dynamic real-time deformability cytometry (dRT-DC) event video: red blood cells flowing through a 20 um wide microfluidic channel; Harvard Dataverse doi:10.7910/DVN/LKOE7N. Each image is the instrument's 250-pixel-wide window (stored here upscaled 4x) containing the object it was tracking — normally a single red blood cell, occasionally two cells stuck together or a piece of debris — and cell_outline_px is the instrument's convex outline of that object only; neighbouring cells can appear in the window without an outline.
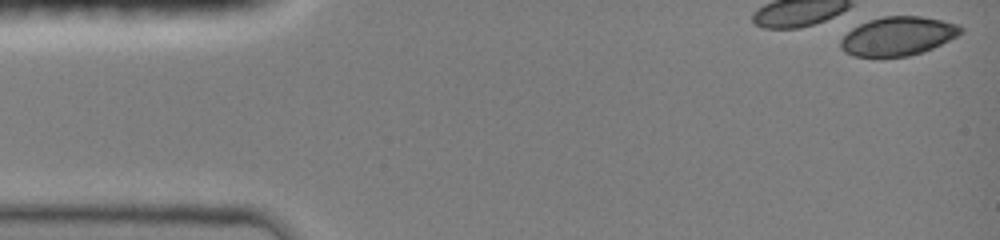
{"species": "common noctule bat (a hibernating species)", "species_latin": "Nyctalus noctula", "temperature_condition": "room temperature", "stored_images_in_passage": 7, "camera_frame_rate_fps": 3000, "um_per_image_px": 0.085, "animal": {"sex": "female", "body_mass_g": 19.0, "forearm_length_mm": 51.5}, "frame": {"image": 1, "passage_image": 1, "time_ms": 0.0, "image_size_px": [1000, 240], "cell_outline_px": [[964, 32], [924, 52], [908, 56], [852, 56], [844, 52], [840, 48], [840, 40], [852, 28], [868, 20], [884, 16], [920, 16], [960, 24], [964, 28]], "centroid_in_image_um": [76.32, 3.07], "position_along_channel_um": 8.7, "area_um2": 27.11}}